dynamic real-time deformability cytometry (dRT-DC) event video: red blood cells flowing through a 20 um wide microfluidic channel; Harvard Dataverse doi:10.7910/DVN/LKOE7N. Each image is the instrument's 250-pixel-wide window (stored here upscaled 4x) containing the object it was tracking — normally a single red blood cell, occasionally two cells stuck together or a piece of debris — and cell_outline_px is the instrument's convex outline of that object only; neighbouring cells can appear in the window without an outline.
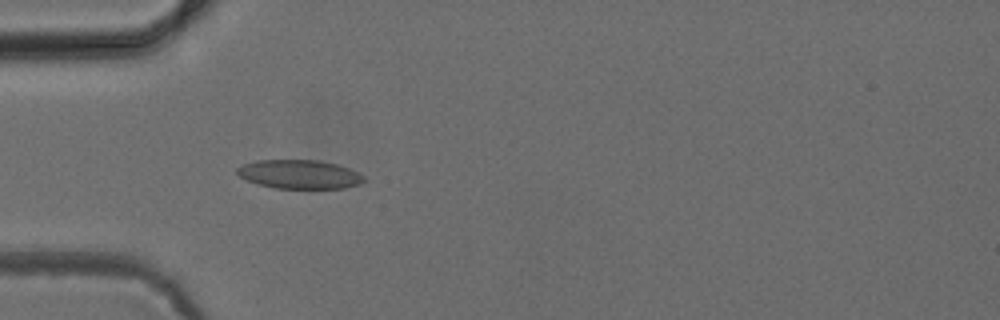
{"species": "common noctule bat (a hibernating species)", "species_latin": "Nyctalus noctula", "temperature_condition": "cold", "stored_images_in_passage": 7, "camera_frame_rate_fps": 3000, "um_per_image_px": 0.085, "animal": {"sex": "female", "body_mass_g": 24.6, "forearm_length_mm": 56.2}, "frame": {"image": 1, "passage_image": 4, "time_ms": 3.667, "image_size_px": [1000, 320], "cell_outline_px": [[364, 180], [360, 184], [344, 188], [276, 188], [260, 184], [248, 180], [240, 176], [236, 172], [236, 168], [244, 164], [256, 160], [320, 160], [336, 164], [348, 168], [364, 176]], "centroid_in_image_um": [25.45, 14.81], "position_along_channel_um": 59.5, "area_um2": 21.1}}
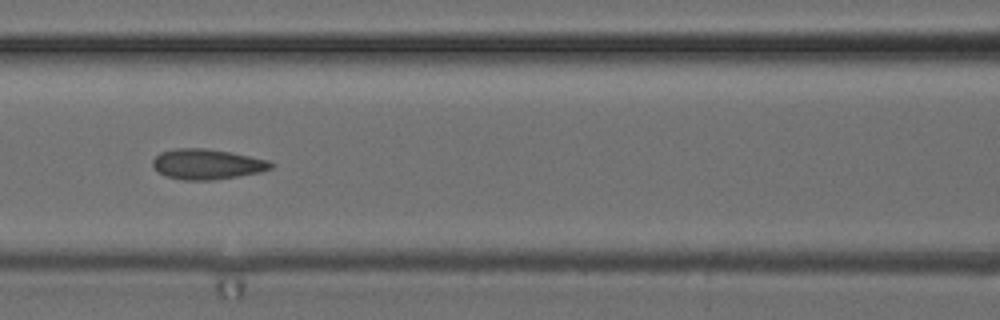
{"frame": {"image": 2, "passage_image": 6, "time_ms": 6.0, "image_size_px": [1000, 320], "cell_outline_px": [[276, 164], [272, 168], [260, 172], [212, 180], [184, 180], [164, 176], [152, 168], [152, 160], [160, 152], [172, 148], [204, 148], [232, 152], [268, 160]], "centroid_in_image_um": [17.56, 13.95], "position_along_channel_um": 149.0, "area_um2": 21.1}}
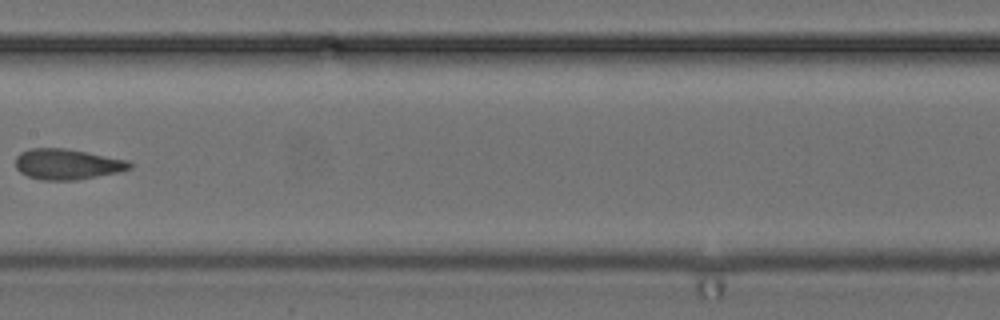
{"frame": {"image": 3, "passage_image": 7, "time_ms": 7.333, "image_size_px": [1000, 320], "cell_outline_px": [[132, 168], [120, 172], [76, 180], [40, 180], [28, 176], [20, 172], [16, 168], [16, 156], [20, 152], [28, 148], [64, 148], [88, 152], [128, 160], [132, 164]], "centroid_in_image_um": [5.71, 13.95], "position_along_channel_um": 201.7, "area_um2": 20.52}}